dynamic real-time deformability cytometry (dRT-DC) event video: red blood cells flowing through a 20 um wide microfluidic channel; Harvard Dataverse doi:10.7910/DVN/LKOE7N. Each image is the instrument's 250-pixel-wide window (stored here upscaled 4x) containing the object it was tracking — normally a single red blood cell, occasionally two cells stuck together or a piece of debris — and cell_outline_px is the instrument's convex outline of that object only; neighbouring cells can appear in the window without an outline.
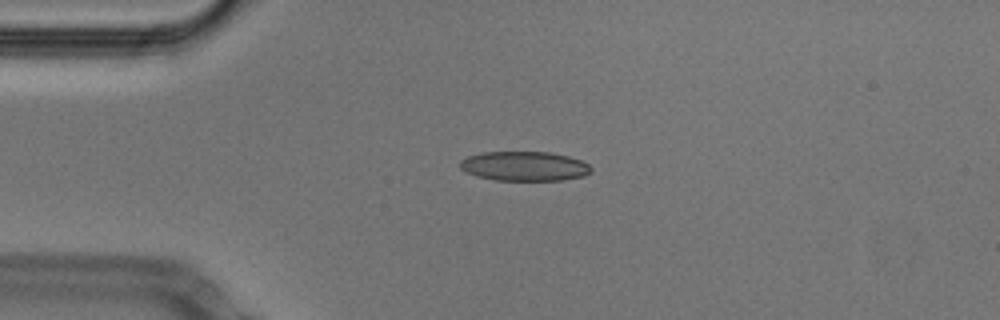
{"species": "Egyptian fruit bat (a non-hibernating species)", "species_latin": "Rousettus aegyptiacus", "temperature_condition": "cold", "stored_images_in_passage": 41, "camera_frame_rate_fps": 3000, "um_per_image_px": 0.085, "animal": {"sex": "male"}, "frame": {"image": 1, "passage_image": 1, "time_ms": 0.0, "image_size_px": [1000, 320], "cell_outline_px": [[592, 172], [584, 176], [564, 180], [496, 180], [476, 176], [460, 168], [460, 160], [468, 156], [484, 152], [548, 152], [568, 156], [580, 160], [588, 164], [592, 168]], "centroid_in_image_um": [44.6, 14.13], "position_along_channel_um": 40.4, "area_um2": 22.48}}
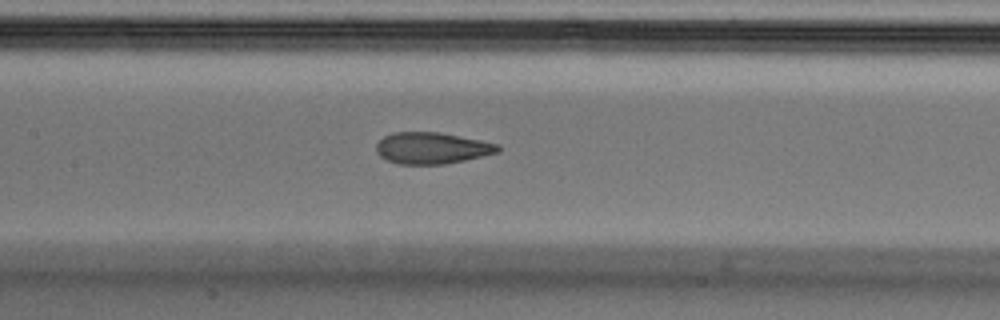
{"frame": {"image": 2, "passage_image": 13, "time_ms": 4.0, "image_size_px": [1000, 320], "cell_outline_px": [[500, 152], [464, 160], [444, 164], [400, 164], [388, 160], [380, 156], [376, 152], [376, 144], [384, 136], [392, 132], [440, 132], [500, 144]], "centroid_in_image_um": [36.71, 12.58], "position_along_channel_um": 170.7, "area_um2": 22.31}}
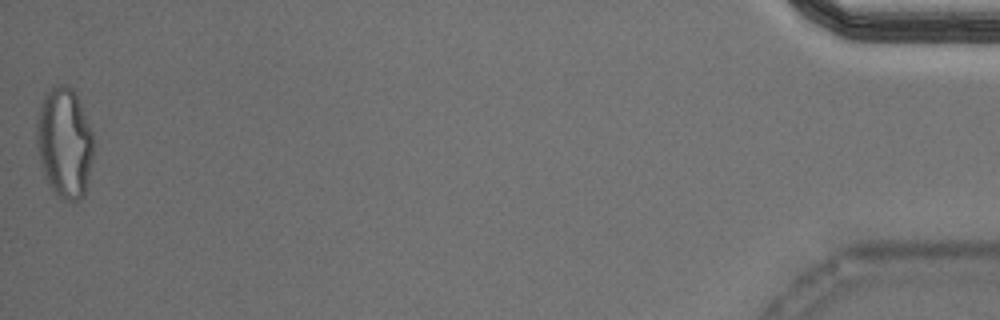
{"frame": {"image": 3, "passage_image": 41, "time_ms": 13.333, "image_size_px": [1000, 320], "cell_outline_px": [[92, 156], [84, 196], [80, 200], [68, 200], [60, 196], [48, 184], [44, 176], [40, 160], [36, 140], [36, 116], [40, 104], [44, 96], [52, 84], [64, 84], [72, 88], [76, 96], [92, 132]], "centroid_in_image_um": [5.44, 12.09], "position_along_channel_um": 429.8, "area_um2": 36.18}, "authors_computed_cell_mechanics": {"area_um2": 23.5246, "velocity_mm_per_s": 3.8057, "shape_relaxation_time_tau1_ms": 7.173, "shape_relaxation_time_tau2_ms": 1.6709, "deformation_change_tau1": 0.1802, "deformation_change_tau2": 0.075}}